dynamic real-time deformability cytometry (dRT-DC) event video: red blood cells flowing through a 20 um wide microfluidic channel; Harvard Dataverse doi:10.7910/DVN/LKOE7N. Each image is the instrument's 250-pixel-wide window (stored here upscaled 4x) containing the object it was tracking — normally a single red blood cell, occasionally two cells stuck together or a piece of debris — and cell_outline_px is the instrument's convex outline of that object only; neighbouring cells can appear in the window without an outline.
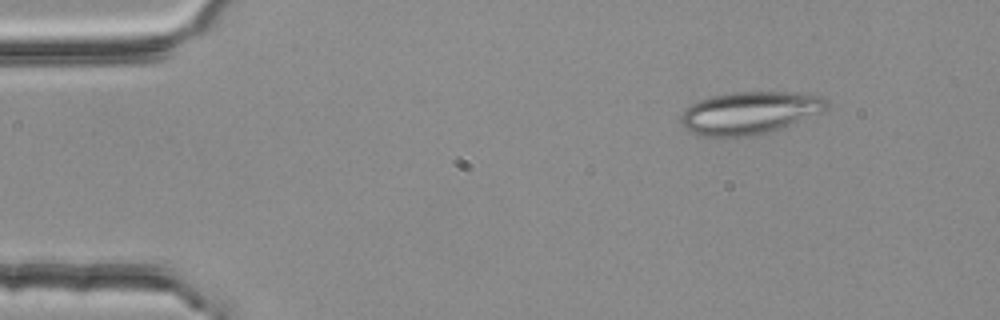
{"species": "common noctule bat (a hibernating species)", "species_latin": "Nyctalus noctula", "temperature_condition": "room temperature", "stored_images_in_passage": 4, "camera_frame_rate_fps": 3000, "um_per_image_px": 0.085, "animal": {"sex": "female", "body_mass_g": 25.1}, "frame": {"image": 1, "passage_image": 1, "time_ms": 0.0, "image_size_px": [1000, 320], "cell_outline_px": [[832, 104], [824, 112], [780, 128], [748, 136], [708, 136], [692, 132], [684, 128], [680, 120], [680, 116], [684, 108], [700, 100], [712, 96], [736, 92], [788, 92], [824, 96]], "centroid_in_image_um": [63.76, 9.57], "position_along_channel_um": 21.2, "area_um2": 35.95}}